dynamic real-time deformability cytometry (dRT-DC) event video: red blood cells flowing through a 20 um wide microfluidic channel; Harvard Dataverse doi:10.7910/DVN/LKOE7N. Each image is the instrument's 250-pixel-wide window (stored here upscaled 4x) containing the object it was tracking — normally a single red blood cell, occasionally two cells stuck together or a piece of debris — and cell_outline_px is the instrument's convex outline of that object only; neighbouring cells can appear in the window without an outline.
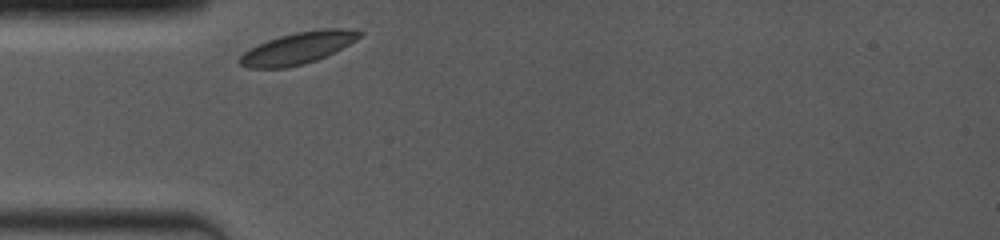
{"species": "common noctule bat (a hibernating species)", "species_latin": "Nyctalus noctula", "temperature_condition": "room temperature", "stored_images_in_passage": 21, "camera_frame_rate_fps": 4000, "um_per_image_px": 0.085, "animal": {"sex": "female", "body_mass_g": 19.0, "forearm_length_mm": 53.3}, "frame": {"image": 1, "passage_image": 1, "time_ms": 0.0, "image_size_px": [1000, 240], "cell_outline_px": [[364, 32], [356, 40], [316, 60], [304, 64], [288, 68], [248, 68], [240, 64], [236, 60], [244, 52], [268, 40], [280, 36], [296, 32], [320, 28], [348, 28]], "centroid_in_image_um": [25.31, 4.08], "position_along_channel_um": 59.7, "area_um2": 22.02}}
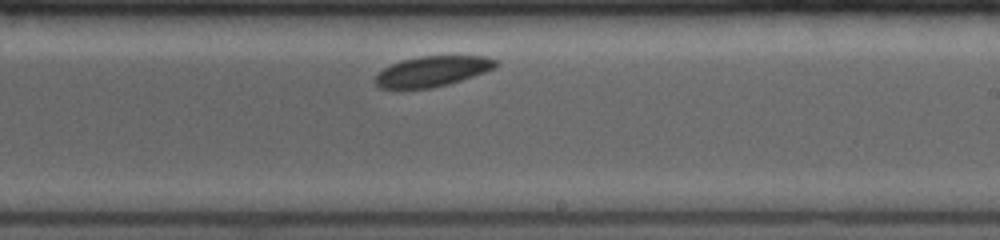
{"frame": {"image": 2, "passage_image": 12, "time_ms": 5.25, "image_size_px": [1000, 240], "cell_outline_px": [[500, 64], [484, 72], [448, 84], [432, 88], [380, 88], [372, 80], [384, 68], [392, 64], [404, 60], [420, 56], [488, 56], [500, 60]], "centroid_in_image_um": [36.78, 6.05], "position_along_channel_um": 252.2, "area_um2": 21.15}}
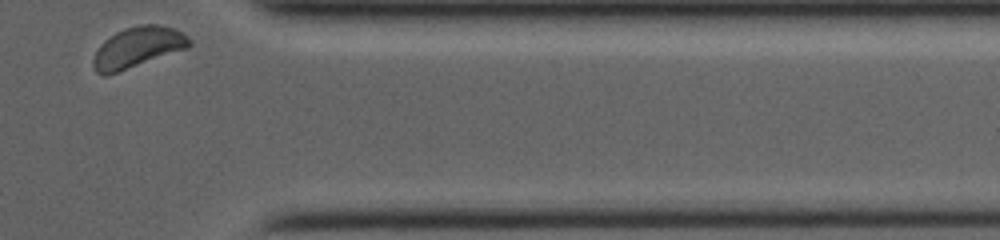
{"frame": {"image": 3, "passage_image": 21, "time_ms": 9.25, "image_size_px": [1000, 240], "cell_outline_px": [[192, 44], [188, 48], [104, 76], [96, 72], [92, 64], [92, 60], [100, 44], [104, 40], [116, 32], [124, 28], [140, 24], [156, 24], [176, 28], [188, 36], [192, 40]], "centroid_in_image_um": [11.72, 4.0], "position_along_channel_um": 399.7, "area_um2": 22.72}, "authors_computed_cell_mechanics": {"area_um2": 22.253, "velocity_mm_per_s": 3.7269, "shape_relaxation_time_tau1_ms": 0.4984, "shape_relaxation_time_tau2_ms": null, "deformation_change_tau1": 0.0402, "deformation_change_tau2": null}}